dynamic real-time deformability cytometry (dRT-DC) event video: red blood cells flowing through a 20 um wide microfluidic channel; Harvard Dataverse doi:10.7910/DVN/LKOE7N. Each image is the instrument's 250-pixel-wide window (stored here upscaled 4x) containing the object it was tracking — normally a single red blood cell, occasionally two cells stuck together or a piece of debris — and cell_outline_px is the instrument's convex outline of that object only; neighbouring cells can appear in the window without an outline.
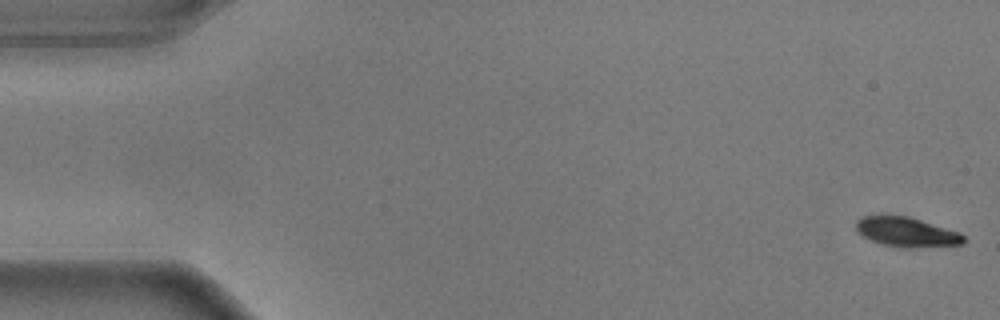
{"species": "common noctule bat (a hibernating species)", "species_latin": "Nyctalus noctula", "temperature_condition": "warm", "stored_images_in_passage": 57, "camera_frame_rate_fps": 3000, "um_per_image_px": 0.085, "animal": {"sex": "male", "body_mass_g": 17.9}, "frame": {"image": 1, "passage_image": 1, "time_ms": 0.0, "image_size_px": [1000, 320], "cell_outline_px": [[964, 244], [908, 248], [880, 244], [864, 236], [856, 228], [856, 220], [864, 216], [908, 216], [960, 232], [964, 236]], "centroid_in_image_um": [77.09, 19.73], "position_along_channel_um": 7.9, "area_um2": 18.26}}
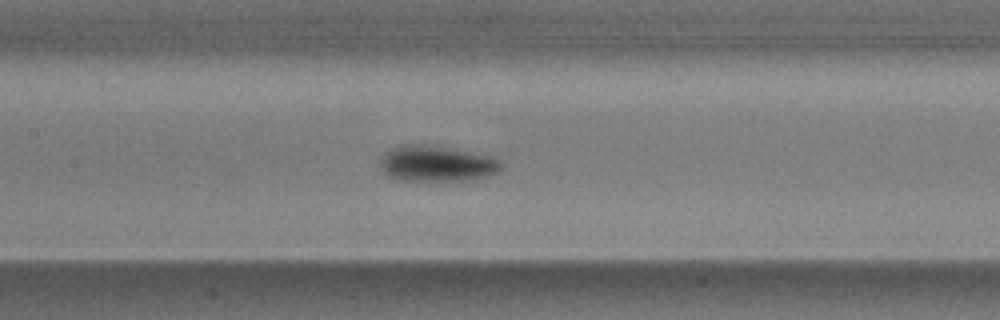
{"frame": {"image": 2, "passage_image": 26, "time_ms": 8.333, "image_size_px": [1000, 320], "cell_outline_px": [[504, 164], [496, 172], [484, 176], [468, 180], [396, 180], [388, 176], [380, 168], [380, 160], [384, 152], [388, 148], [400, 144], [428, 144], [468, 152], [500, 160]], "centroid_in_image_um": [37.0, 13.89], "position_along_channel_um": 170.4, "area_um2": 25.09}}
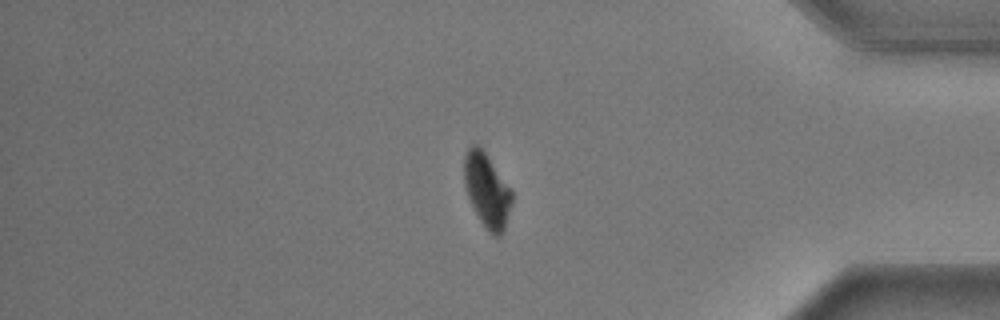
{"frame": {"image": 3, "passage_image": 47, "time_ms": 15.333, "image_size_px": [1000, 320], "cell_outline_px": [[512, 204], [504, 228], [500, 236], [492, 236], [480, 220], [468, 196], [464, 184], [464, 156], [468, 148], [472, 144], [476, 144], [484, 152], [512, 188]], "centroid_in_image_um": [41.4, 16.17], "position_along_channel_um": 393.8, "area_um2": 20.4}, "authors_computed_cell_mechanics": {"area_um2": 21.5594, "velocity_mm_per_s": 3.5992, "shape_relaxation_time_tau1_ms": 2.0548, "shape_relaxation_time_tau2_ms": null, "deformation_change_tau1": 0.1409, "deformation_change_tau2": null}}